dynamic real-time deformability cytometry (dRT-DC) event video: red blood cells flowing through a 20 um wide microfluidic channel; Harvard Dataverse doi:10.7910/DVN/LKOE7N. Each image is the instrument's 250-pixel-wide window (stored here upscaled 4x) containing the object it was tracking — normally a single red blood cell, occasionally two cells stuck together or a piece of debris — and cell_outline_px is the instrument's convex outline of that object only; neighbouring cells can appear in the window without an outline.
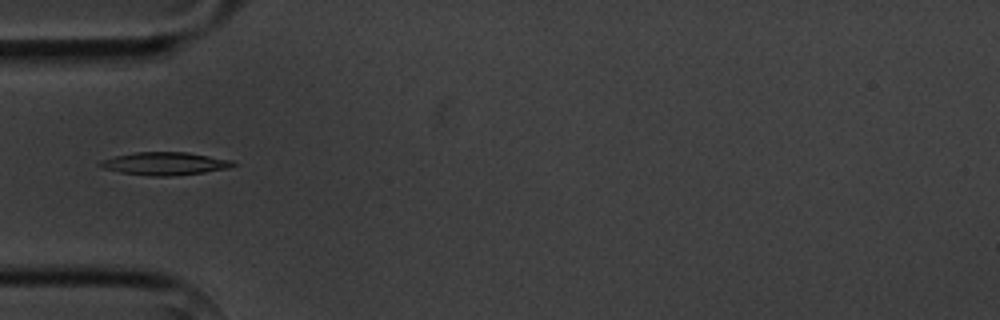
{"species": "common noctule bat (a hibernating species)", "species_latin": "Nyctalus noctula", "temperature_condition": "cold", "stored_images_in_passage": 6, "camera_frame_rate_fps": 3000, "um_per_image_px": 0.085, "animal": {"sex": "male", "body_mass_g": 20.1, "forearm_length_mm": 53.5}, "frame": {"image": 1, "passage_image": 1, "time_ms": 0.0, "image_size_px": [1000, 320], "cell_outline_px": [[236, 164], [228, 168], [204, 172], [172, 176], [152, 176], [120, 172], [104, 168], [96, 164], [100, 160], [112, 156], [136, 152], [188, 152], [232, 160]], "centroid_in_image_um": [13.97, 13.9], "position_along_channel_um": 71.0, "area_um2": 17.74}}
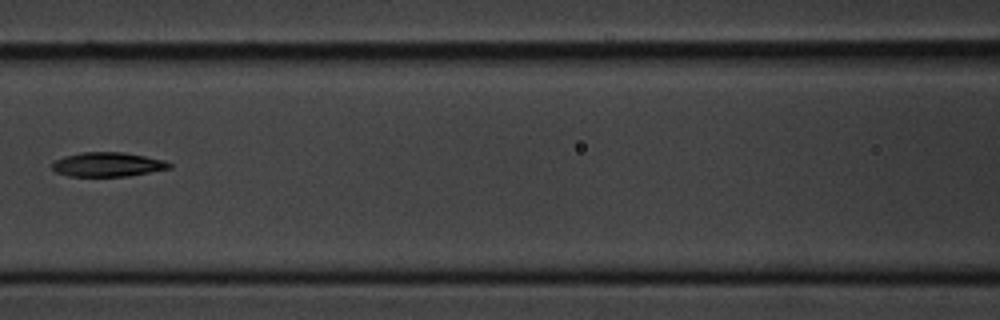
{"frame": {"image": 2, "passage_image": 3, "time_ms": 2.333, "image_size_px": [1000, 320], "cell_outline_px": [[172, 168], [128, 176], [68, 176], [56, 172], [52, 168], [52, 164], [56, 160], [64, 156], [80, 152], [124, 152], [164, 160], [172, 164]], "centroid_in_image_um": [9.16, 13.98], "position_along_channel_um": 157.4, "area_um2": 16.59}}
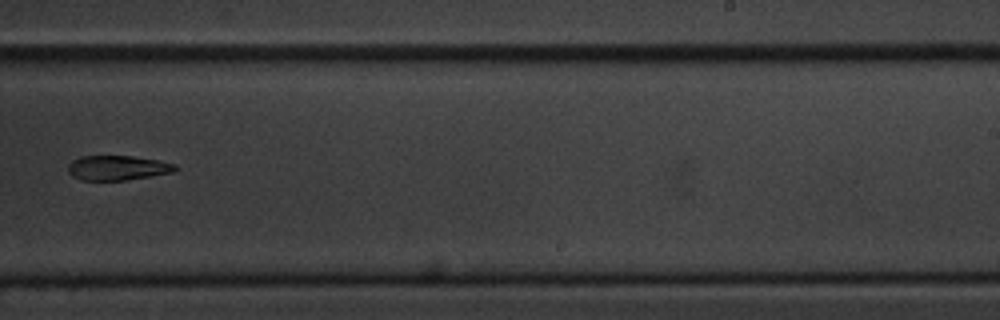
{"frame": {"image": 3, "passage_image": 6, "time_ms": 5.667, "image_size_px": [1000, 320], "cell_outline_px": [[180, 168], [172, 172], [152, 176], [124, 180], [80, 180], [72, 176], [68, 172], [68, 164], [72, 160], [80, 156], [132, 156], [156, 160], [176, 164]], "centroid_in_image_um": [9.98, 14.27], "position_along_channel_um": 279.0, "area_um2": 15.49}}